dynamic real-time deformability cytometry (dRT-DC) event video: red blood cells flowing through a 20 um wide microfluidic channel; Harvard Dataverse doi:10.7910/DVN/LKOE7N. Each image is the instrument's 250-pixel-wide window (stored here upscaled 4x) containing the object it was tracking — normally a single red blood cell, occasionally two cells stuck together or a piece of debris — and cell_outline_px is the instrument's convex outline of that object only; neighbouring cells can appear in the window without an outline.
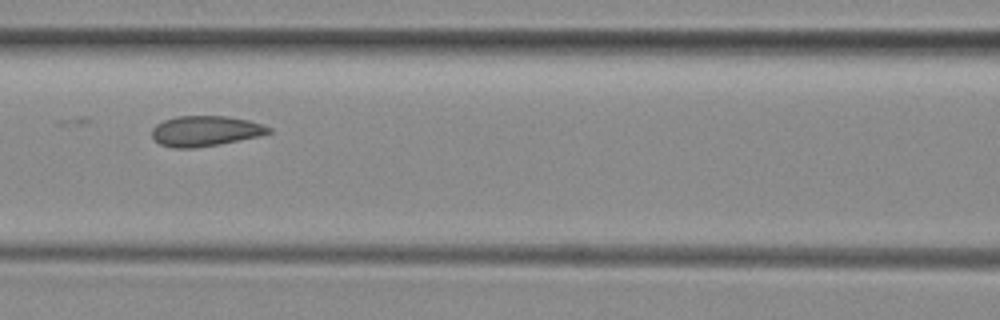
{"species": "common noctule bat (a hibernating species)", "species_latin": "Nyctalus noctula", "temperature_condition": "room temperature", "stored_images_in_passage": 9, "segment_of_instrument_passage": [1, 2], "camera_frame_rate_fps": 3000, "um_per_image_px": 0.085, "animal": {"sex": "female", "body_mass_g": 29.2, "forearm_length_mm": 56.3}, "frame": {"image": 1, "passage_image": 8, "time_ms": 8.0, "image_size_px": [1000, 320], "cell_outline_px": [[272, 132], [260, 136], [216, 144], [192, 148], [172, 148], [160, 144], [152, 136], [152, 128], [156, 124], [164, 120], [176, 116], [224, 116], [248, 120], [272, 128]], "centroid_in_image_um": [17.43, 11.13], "position_along_channel_um": 149.2, "area_um2": 20.46}}